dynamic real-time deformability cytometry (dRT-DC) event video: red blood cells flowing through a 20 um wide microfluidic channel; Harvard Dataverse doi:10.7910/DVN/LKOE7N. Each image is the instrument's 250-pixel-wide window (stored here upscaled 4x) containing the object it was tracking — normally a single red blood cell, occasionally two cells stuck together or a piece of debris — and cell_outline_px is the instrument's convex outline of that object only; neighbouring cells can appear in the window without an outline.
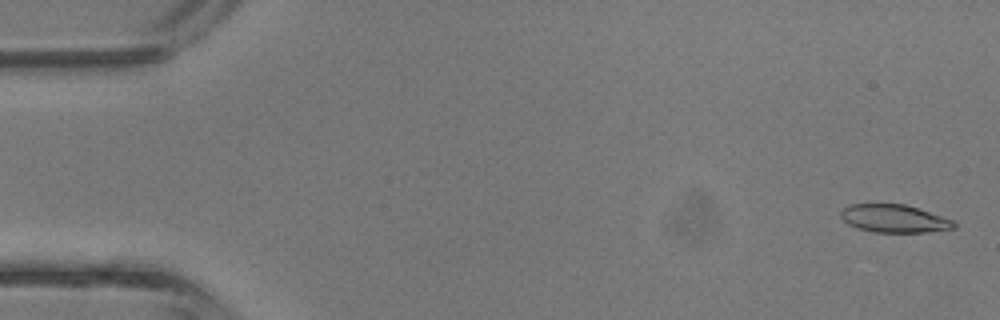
{"species": "common noctule bat (a hibernating species)", "species_latin": "Nyctalus noctula", "temperature_condition": "room temperature", "stored_images_in_passage": 42, "camera_frame_rate_fps": 3000, "um_per_image_px": 0.085, "animal": {"sex": "male", "body_mass_g": 13.3}, "frame": {"image": 1, "passage_image": 1, "time_ms": 0.0, "image_size_px": [1000, 320], "cell_outline_px": [[956, 228], [924, 232], [872, 232], [856, 228], [848, 224], [840, 216], [840, 208], [848, 204], [904, 204], [956, 220]], "centroid_in_image_um": [75.99, 18.57], "position_along_channel_um": 9.0, "area_um2": 18.61}}
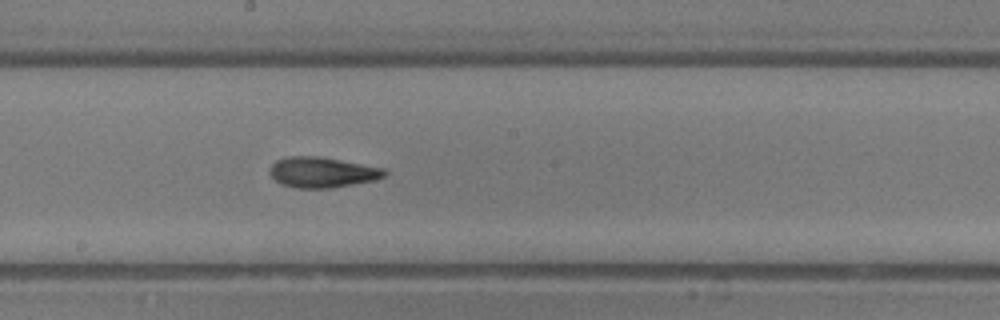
{"frame": {"image": 2, "passage_image": 22, "time_ms": 7.0, "image_size_px": [1000, 320], "cell_outline_px": [[388, 172], [384, 176], [372, 180], [332, 188], [296, 188], [284, 184], [276, 180], [268, 172], [268, 168], [276, 160], [288, 156], [320, 156], [384, 168]], "centroid_in_image_um": [27.36, 14.63], "position_along_channel_um": 220.8, "area_um2": 20.29}}
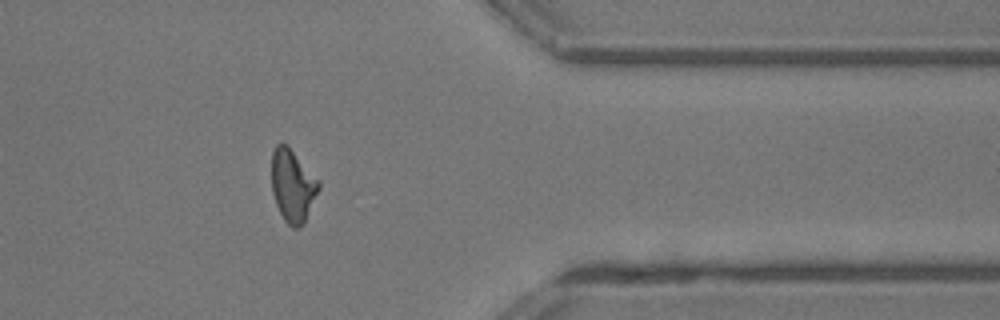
{"frame": {"image": 3, "passage_image": 33, "time_ms": 10.667, "image_size_px": [1000, 320], "cell_outline_px": [[320, 188], [304, 224], [300, 228], [292, 228], [284, 220], [276, 204], [272, 192], [272, 152], [276, 144], [280, 140], [288, 144], [320, 180]], "centroid_in_image_um": [24.89, 15.74], "position_along_channel_um": 386.5, "area_um2": 20.4}}